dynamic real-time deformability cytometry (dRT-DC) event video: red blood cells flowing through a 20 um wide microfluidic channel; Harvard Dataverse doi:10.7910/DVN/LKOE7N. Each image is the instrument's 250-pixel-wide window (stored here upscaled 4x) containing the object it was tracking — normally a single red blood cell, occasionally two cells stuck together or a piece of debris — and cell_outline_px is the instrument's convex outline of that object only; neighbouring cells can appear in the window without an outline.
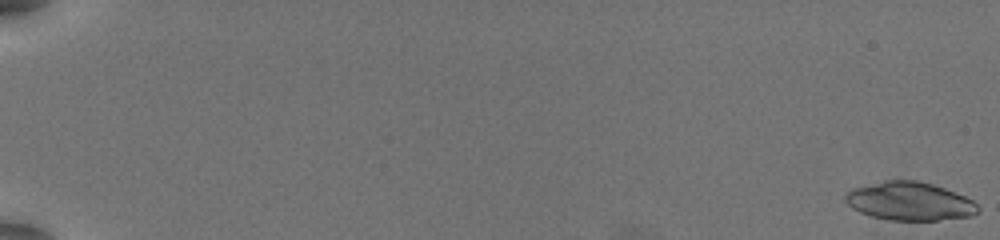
{"species": "common noctule bat (a hibernating species)", "species_latin": "Nyctalus noctula", "temperature_condition": "warm", "stored_images_in_passage": 28, "camera_frame_rate_fps": 3000, "um_per_image_px": 0.085, "animal": {"sex": "female", "body_mass_g": 19.5, "forearm_length_mm": 54.1}, "frame": {"image": 1, "passage_image": 1, "time_ms": 0.0, "image_size_px": [1000, 240], "cell_outline_px": [[980, 212], [972, 216], [936, 220], [888, 220], [872, 216], [860, 212], [852, 208], [844, 200], [844, 192], [852, 188], [884, 180], [916, 180], [932, 184], [944, 188], [964, 196], [972, 200], [980, 208]], "centroid_in_image_um": [77.29, 17.1], "position_along_channel_um": 7.7, "area_um2": 29.77}}
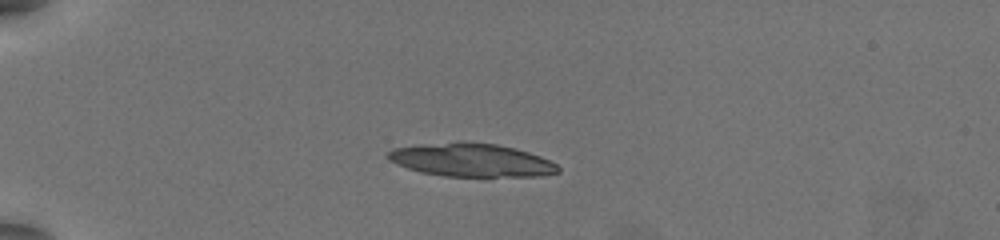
{"frame": {"image": 2, "passage_image": 18, "time_ms": 5.667, "image_size_px": [1000, 240], "cell_outline_px": [[560, 172], [540, 176], [444, 176], [420, 172], [396, 164], [388, 160], [388, 152], [392, 148], [424, 144], [460, 140], [464, 140], [496, 144], [516, 148], [540, 156], [556, 164], [560, 168]], "centroid_in_image_um": [40.05, 13.59], "position_along_channel_um": 44.9, "area_um2": 33.23}}